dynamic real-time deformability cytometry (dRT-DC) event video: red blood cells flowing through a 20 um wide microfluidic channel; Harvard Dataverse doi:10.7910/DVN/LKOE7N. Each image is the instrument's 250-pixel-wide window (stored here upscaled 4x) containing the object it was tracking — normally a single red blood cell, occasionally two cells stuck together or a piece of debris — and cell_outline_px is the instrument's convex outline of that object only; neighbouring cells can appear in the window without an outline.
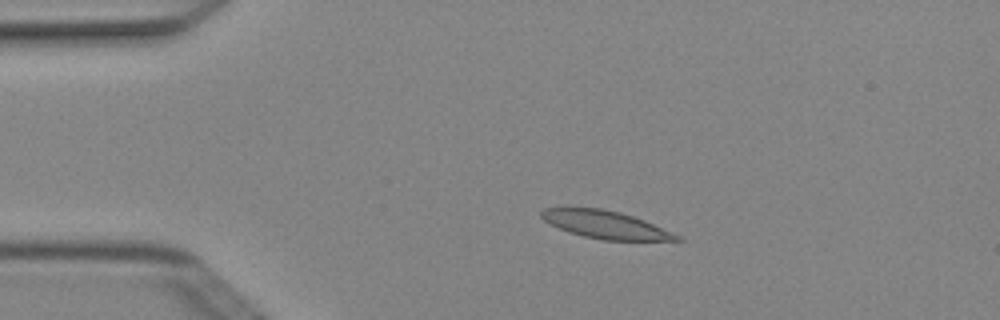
{"species": "Egyptian fruit bat (a non-hibernating species)", "species_latin": "Rousettus aegyptiacus", "temperature_condition": "cold", "stored_images_in_passage": 5, "camera_frame_rate_fps": 3000, "um_per_image_px": 0.085, "animal": {"sex": "female"}, "frame": {"image": 1, "passage_image": 3, "time_ms": 0.667, "image_size_px": [1000, 320], "cell_outline_px": [[684, 240], [604, 240], [584, 236], [568, 232], [544, 220], [540, 216], [540, 212], [544, 208], [600, 208], [620, 212], [644, 220], [672, 232], [680, 236]], "centroid_in_image_um": [51.46, 19.09], "position_along_channel_um": 33.5, "area_um2": 21.5}}
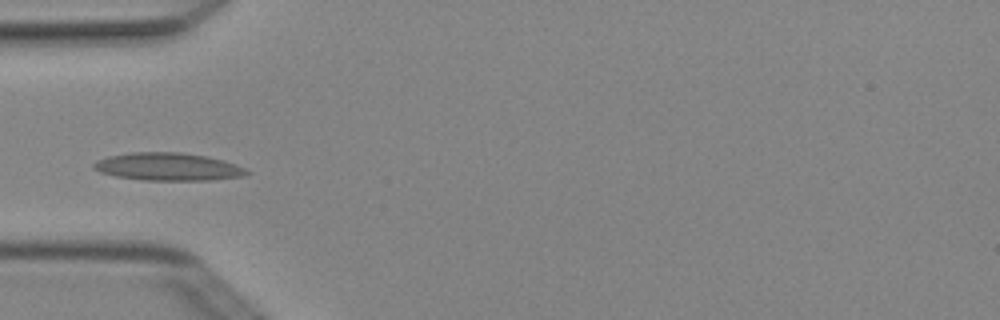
{"frame": {"image": 2, "passage_image": 4, "time_ms": 1.0, "image_size_px": [1000, 320], "cell_outline_px": [[252, 172], [244, 176], [212, 180], [144, 180], [116, 176], [100, 172], [92, 168], [92, 164], [96, 160], [108, 156], [132, 152], [180, 152], [204, 156], [224, 160], [236, 164]], "centroid_in_image_um": [14.28, 14.17], "position_along_channel_um": 70.7, "area_um2": 24.8}}
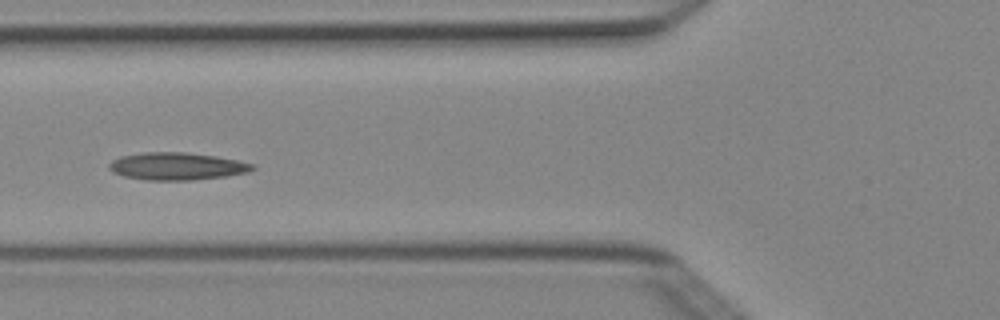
{"frame": {"image": 3, "passage_image": 5, "time_ms": 1.333, "image_size_px": [1000, 320], "cell_outline_px": [[256, 168], [248, 172], [224, 176], [192, 180], [148, 180], [124, 176], [112, 172], [108, 168], [108, 164], [112, 160], [120, 156], [144, 152], [184, 152], [216, 156], [256, 164]], "centroid_in_image_um": [15.02, 14.12], "position_along_channel_um": 110.8, "area_um2": 22.95}}